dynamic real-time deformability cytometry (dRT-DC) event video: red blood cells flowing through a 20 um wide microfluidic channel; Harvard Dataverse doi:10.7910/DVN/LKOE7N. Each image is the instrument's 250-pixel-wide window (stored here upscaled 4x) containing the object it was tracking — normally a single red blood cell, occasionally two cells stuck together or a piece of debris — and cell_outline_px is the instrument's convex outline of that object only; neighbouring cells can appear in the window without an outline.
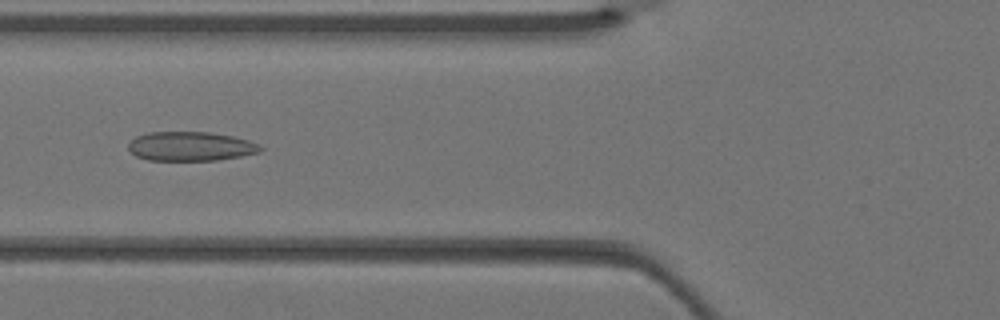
{"species": "Egyptian fruit bat (a non-hibernating species)", "species_latin": "Rousettus aegyptiacus", "temperature_condition": "warm", "stored_images_in_passage": 4, "camera_frame_rate_fps": 3000, "um_per_image_px": 0.085, "animal": {"sex": "female"}, "frame": {"image": 1, "passage_image": 4, "time_ms": 1.0, "image_size_px": [1000, 320], "cell_outline_px": [[264, 148], [260, 152], [240, 156], [216, 160], [148, 160], [136, 156], [128, 148], [128, 144], [136, 136], [148, 132], [208, 132], [232, 136], [248, 140], [260, 144]], "centroid_in_image_um": [16.21, 12.43], "position_along_channel_um": 109.6, "area_um2": 22.43}}